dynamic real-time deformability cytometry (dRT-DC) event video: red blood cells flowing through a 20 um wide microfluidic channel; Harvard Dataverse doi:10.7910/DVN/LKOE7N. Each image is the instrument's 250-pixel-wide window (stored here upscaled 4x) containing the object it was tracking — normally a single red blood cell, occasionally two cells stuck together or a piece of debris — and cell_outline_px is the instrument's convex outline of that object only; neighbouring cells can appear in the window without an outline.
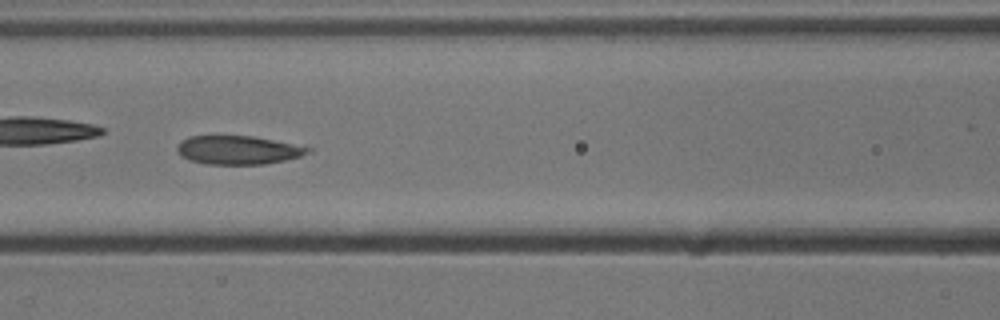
{"species": "common noctule bat (a hibernating species)", "species_latin": "Nyctalus noctula", "temperature_condition": "cold", "stored_images_in_passage": 41, "camera_frame_rate_fps": 3000, "um_per_image_px": 0.085, "animal": {"sex": "male", "body_mass_g": 13.3}, "frame": {"image": 1, "passage_image": 12, "time_ms": 3.667, "image_size_px": [1000, 320], "cell_outline_px": [[312, 152], [300, 156], [284, 160], [264, 164], [208, 164], [188, 160], [180, 156], [176, 152], [176, 148], [180, 140], [188, 136], [256, 136], [312, 148]], "centroid_in_image_um": [20.2, 12.75], "position_along_channel_um": 146.4, "area_um2": 21.96}, "authors_computed_cell_mechanics": {"area_um2": 22.3686, "velocity_mm_per_s": 3.8585, "shape_relaxation_time_tau1_ms": null, "shape_relaxation_time_tau2_ms": 2.3783, "deformation_change_tau1": null, "deformation_change_tau2": 0.075}}